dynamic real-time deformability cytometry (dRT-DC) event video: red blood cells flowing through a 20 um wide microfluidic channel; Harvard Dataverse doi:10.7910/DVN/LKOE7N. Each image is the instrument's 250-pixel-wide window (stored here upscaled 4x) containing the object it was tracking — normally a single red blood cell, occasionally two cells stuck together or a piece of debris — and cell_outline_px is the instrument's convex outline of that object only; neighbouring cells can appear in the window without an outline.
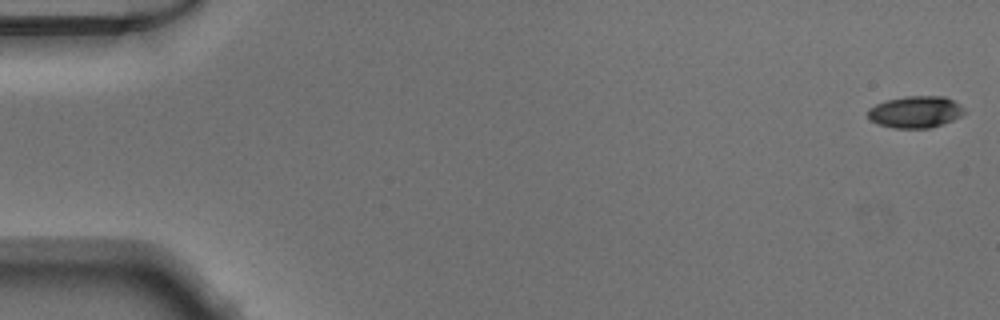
{"species": "Egyptian fruit bat (a non-hibernating species)", "species_latin": "Rousettus aegyptiacus", "temperature_condition": "warm", "stored_images_in_passage": 50, "camera_frame_rate_fps": 3000, "um_per_image_px": 0.085, "animal": {"sex": "male"}, "frame": {"image": 1, "passage_image": 1, "time_ms": 0.0, "image_size_px": [1000, 320], "cell_outline_px": [[964, 112], [960, 116], [944, 124], [928, 128], [892, 128], [868, 120], [868, 108], [876, 104], [888, 100], [904, 96], [944, 96], [960, 104], [964, 108]], "centroid_in_image_um": [77.8, 9.51], "position_along_channel_um": 7.2, "area_um2": 17.86}}
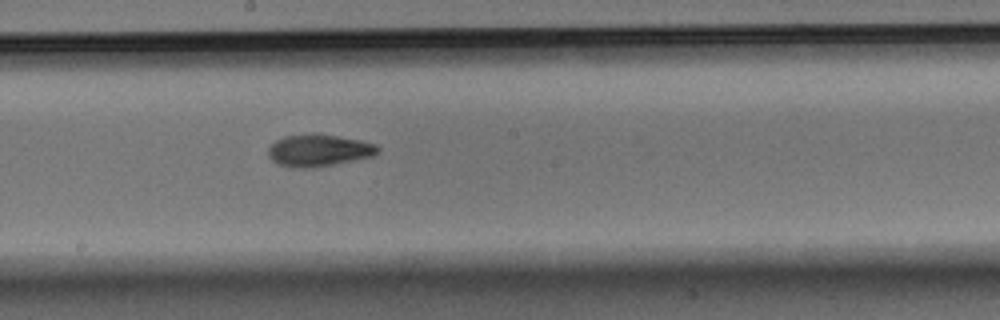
{"frame": {"image": 2, "passage_image": 28, "time_ms": 9.0, "image_size_px": [1000, 320], "cell_outline_px": [[380, 152], [372, 156], [332, 164], [308, 168], [300, 168], [276, 164], [268, 156], [268, 148], [276, 140], [284, 136], [336, 136], [360, 140], [376, 144], [380, 148]], "centroid_in_image_um": [27.09, 12.81], "position_along_channel_um": 221.1, "area_um2": 19.71}}
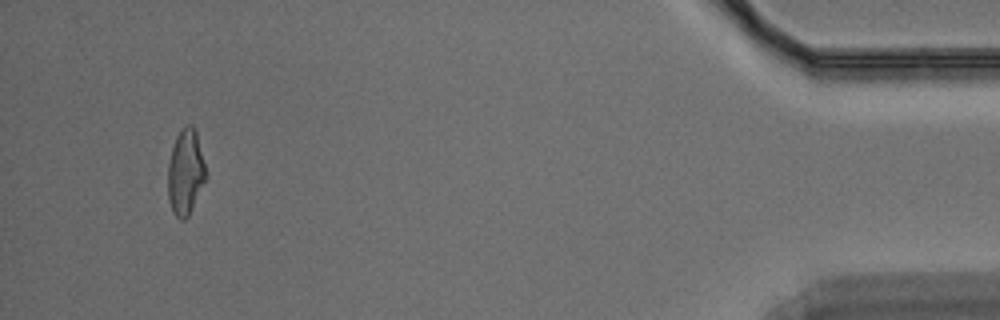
{"frame": {"image": 3, "passage_image": 48, "time_ms": 15.667, "image_size_px": [1000, 320], "cell_outline_px": [[208, 180], [188, 216], [184, 220], [180, 220], [172, 212], [168, 200], [168, 164], [172, 148], [176, 136], [180, 128], [184, 124], [192, 124], [196, 128], [208, 172]], "centroid_in_image_um": [15.81, 14.61], "position_along_channel_um": 419.4, "area_um2": 19.83}}